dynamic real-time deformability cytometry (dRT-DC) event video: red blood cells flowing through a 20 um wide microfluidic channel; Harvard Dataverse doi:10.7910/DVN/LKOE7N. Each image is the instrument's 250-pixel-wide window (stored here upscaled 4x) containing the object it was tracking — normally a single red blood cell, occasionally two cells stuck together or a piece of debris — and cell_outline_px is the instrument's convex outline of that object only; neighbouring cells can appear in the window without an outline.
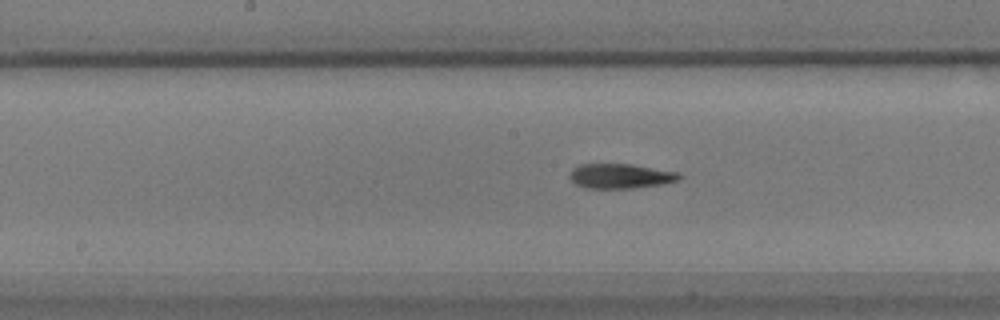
{"species": "common noctule bat (a hibernating species)", "species_latin": "Nyctalus noctula", "temperature_condition": "warm", "stored_images_in_passage": 27, "camera_frame_rate_fps": 3000, "um_per_image_px": 0.085, "animal": {"sex": "male", "body_mass_g": 17.9}, "frame": {"image": 1, "passage_image": 12, "time_ms": 3.667, "image_size_px": [1000, 320], "cell_outline_px": [[680, 180], [660, 184], [632, 188], [588, 188], [576, 184], [568, 176], [572, 168], [580, 164], [632, 164], [680, 172]], "centroid_in_image_um": [52.73, 14.95], "position_along_channel_um": 195.5, "area_um2": 15.78}}
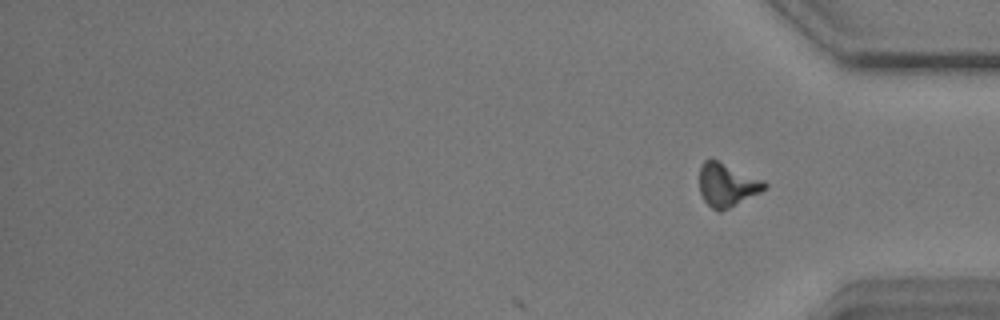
{"frame": {"image": 2, "passage_image": 27, "time_ms": 8.667, "image_size_px": [1000, 320], "cell_outline_px": [[768, 188], [728, 208], [712, 208], [704, 200], [700, 192], [700, 164], [704, 160], [716, 160], [764, 180], [768, 184]], "centroid_in_image_um": [61.81, 15.69], "position_along_channel_um": 373.4, "area_um2": 15.95}, "authors_computed_cell_mechanics": {"area_um2": 15.895, "velocity_mm_per_s": 3.627, "shape_relaxation_time_tau1_ms": 5.2742, "shape_relaxation_time_tau2_ms": 10.3227, "deformation_change_tau1": 0.2033, "deformation_change_tau2": 0.2245}}